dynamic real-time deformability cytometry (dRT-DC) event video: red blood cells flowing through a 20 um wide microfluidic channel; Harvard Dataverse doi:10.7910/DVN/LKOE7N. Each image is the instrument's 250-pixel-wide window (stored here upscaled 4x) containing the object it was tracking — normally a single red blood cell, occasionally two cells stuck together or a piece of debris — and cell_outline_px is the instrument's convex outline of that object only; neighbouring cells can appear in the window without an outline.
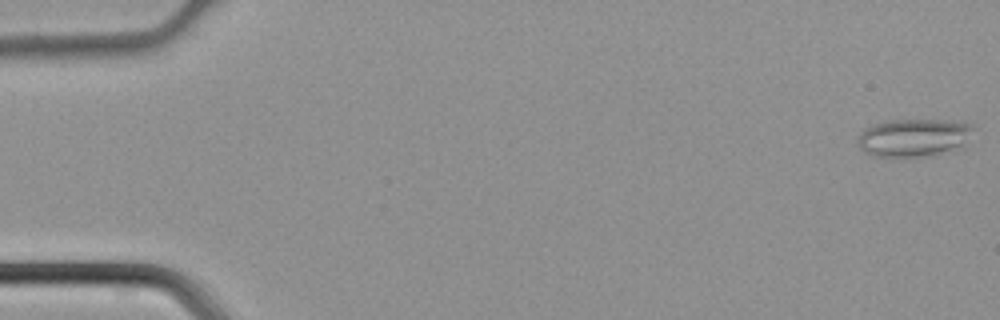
{"species": "common noctule bat (a hibernating species)", "species_latin": "Nyctalus noctula", "temperature_condition": "cold", "stored_images_in_passage": 45, "camera_frame_rate_fps": 3000, "um_per_image_px": 0.085, "animal": {"sex": "male", "body_mass_g": 21.5, "forearm_length_mm": 52.0}, "frame": {"image": 1, "passage_image": 1, "time_ms": 0.0, "image_size_px": [1000, 320], "cell_outline_px": [[972, 128], [964, 148], [948, 152], [928, 156], [872, 156], [864, 152], [856, 144], [856, 140], [860, 132], [872, 124], [892, 120], [964, 120], [972, 124]], "centroid_in_image_um": [77.69, 11.69], "position_along_channel_um": 7.3, "area_um2": 26.01}}
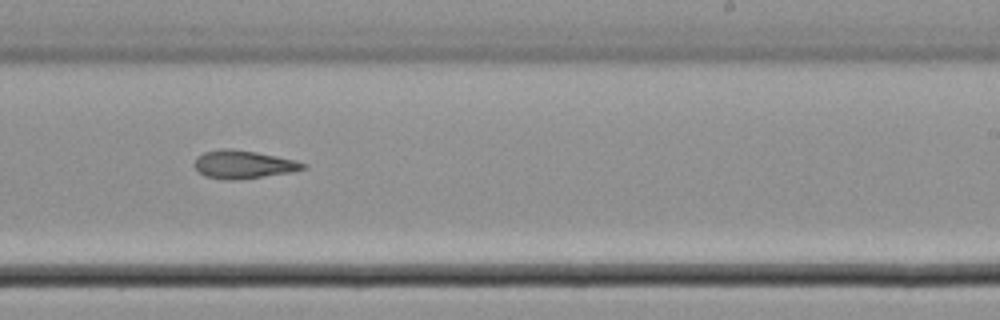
{"frame": {"image": 2, "passage_image": 28, "time_ms": 9.0, "image_size_px": [1000, 320], "cell_outline_px": [[308, 168], [288, 172], [264, 176], [236, 180], [228, 180], [204, 176], [192, 164], [196, 156], [204, 152], [228, 148], [232, 148], [256, 152], [296, 160], [308, 164]], "centroid_in_image_um": [20.67, 13.97], "position_along_channel_um": 268.3, "area_um2": 17.8}}
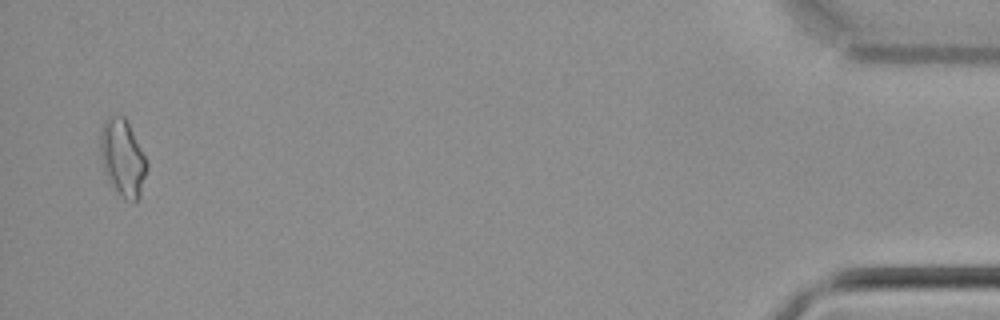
{"frame": {"image": 3, "passage_image": 44, "time_ms": 14.333, "image_size_px": [1000, 320], "cell_outline_px": [[148, 168], [140, 196], [136, 204], [124, 200], [108, 180], [104, 172], [100, 148], [100, 132], [104, 120], [108, 116], [124, 116], [148, 160]], "centroid_in_image_um": [10.45, 13.45], "position_along_channel_um": 424.8, "area_um2": 21.1}}